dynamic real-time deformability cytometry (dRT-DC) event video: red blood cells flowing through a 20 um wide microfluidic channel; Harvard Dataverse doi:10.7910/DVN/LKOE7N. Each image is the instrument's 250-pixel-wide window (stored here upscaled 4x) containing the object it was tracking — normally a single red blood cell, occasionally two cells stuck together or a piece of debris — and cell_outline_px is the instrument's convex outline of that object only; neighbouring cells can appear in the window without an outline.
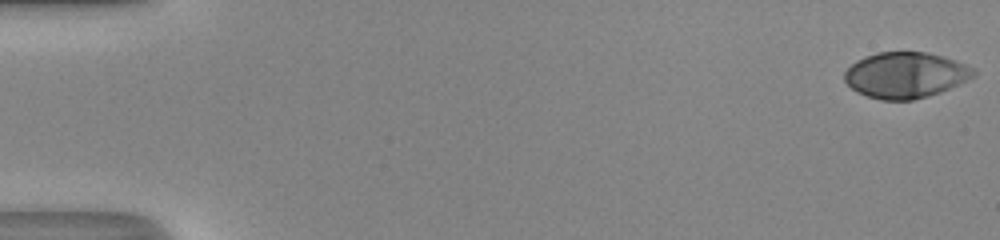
{"species": "human", "species_latin": "Homo sapiens", "temperature_condition": "room temperature", "stored_images_in_passage": 51, "camera_frame_rate_fps": 3000, "um_per_image_px": 0.085, "donor": {"sex": "male"}, "frame": {"image": 1, "passage_image": 1, "time_ms": 0.0, "image_size_px": [1000, 240], "cell_outline_px": [[976, 76], [940, 92], [928, 96], [912, 100], [880, 100], [856, 92], [844, 80], [844, 72], [856, 60], [864, 56], [876, 52], [924, 52], [940, 56], [964, 64], [972, 68], [976, 72]], "centroid_in_image_um": [76.93, 6.39], "position_along_channel_um": 8.1, "area_um2": 34.28}}
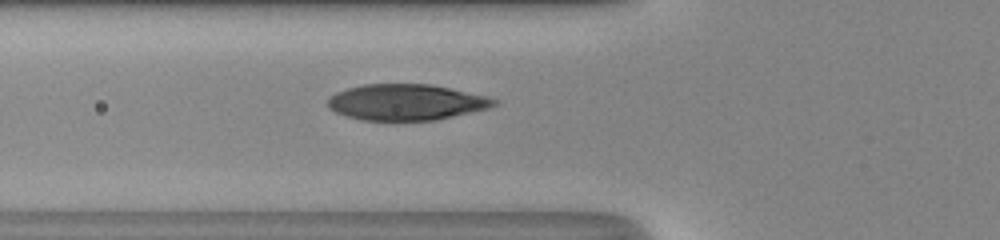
{"frame": {"image": 2, "passage_image": 20, "time_ms": 6.333, "image_size_px": [1000, 240], "cell_outline_px": [[500, 100], [496, 104], [488, 108], [436, 120], [360, 120], [336, 112], [328, 108], [328, 96], [336, 92], [348, 88], [364, 84], [428, 84], [488, 96]], "centroid_in_image_um": [34.51, 8.68], "position_along_channel_um": 91.3, "area_um2": 34.74}}
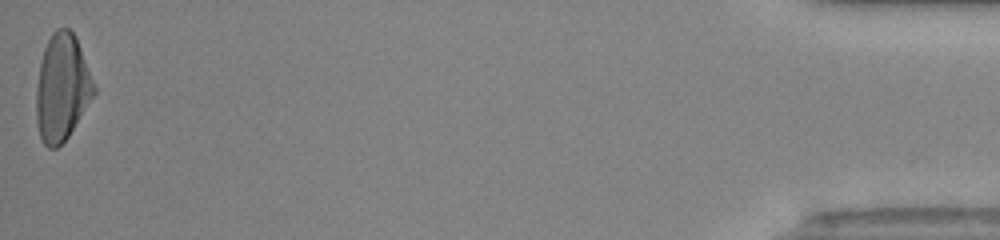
{"frame": {"image": 3, "passage_image": 51, "time_ms": 16.667, "image_size_px": [1000, 240], "cell_outline_px": [[96, 92], [68, 136], [56, 148], [48, 148], [44, 144], [40, 136], [36, 120], [36, 88], [40, 64], [44, 48], [52, 32], [56, 28], [68, 28], [76, 36], [96, 84]], "centroid_in_image_um": [5.28, 7.42], "position_along_channel_um": 429.9, "area_um2": 35.95}, "authors_computed_cell_mechanics": {"area_um2": 35.3158, "velocity_mm_per_s": 4.2104, "shape_relaxation_time_tau1_ms": 4.4952, "shape_relaxation_time_tau2_ms": null, "deformation_change_tau1": 0.24, "deformation_change_tau2": null}}